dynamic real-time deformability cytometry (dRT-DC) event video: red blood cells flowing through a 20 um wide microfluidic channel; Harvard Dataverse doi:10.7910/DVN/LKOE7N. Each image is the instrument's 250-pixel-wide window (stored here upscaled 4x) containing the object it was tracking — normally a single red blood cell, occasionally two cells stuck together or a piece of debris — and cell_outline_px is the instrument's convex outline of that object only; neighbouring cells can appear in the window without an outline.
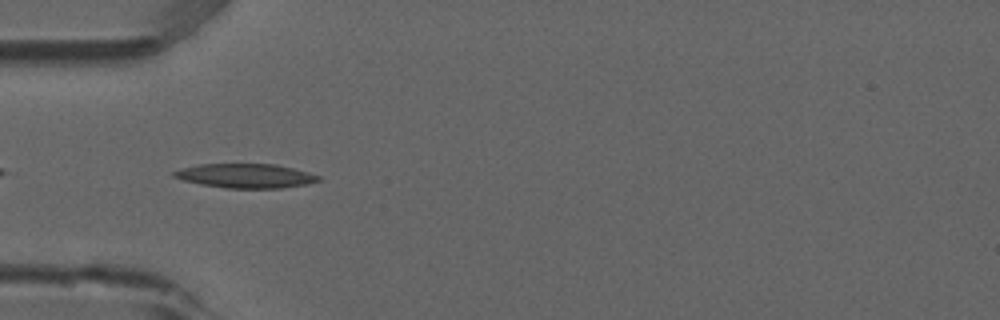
{"species": "common noctule bat (a hibernating species)", "species_latin": "Nyctalus noctula", "temperature_condition": "room temperature", "stored_images_in_passage": 34, "camera_frame_rate_fps": 3000, "um_per_image_px": 0.085, "animal": {"sex": "male", "forearm_length_mm": 52.5}, "frame": {"image": 1, "passage_image": 1, "time_ms": 0.0, "image_size_px": [1000, 320], "cell_outline_px": [[320, 180], [308, 184], [280, 188], [228, 188], [200, 184], [184, 180], [172, 176], [172, 172], [180, 168], [196, 164], [276, 164], [308, 172], [320, 176]], "centroid_in_image_um": [20.86, 14.94], "position_along_channel_um": 64.1, "area_um2": 20.4}, "authors_computed_cell_mechanics": {"area_um2": 19.3341, "velocity_mm_per_s": 3.8449, "shape_relaxation_time_tau1_ms": 7.4085, "shape_relaxation_time_tau2_ms": null, "deformation_change_tau1": 0.1282, "deformation_change_tau2": null}}